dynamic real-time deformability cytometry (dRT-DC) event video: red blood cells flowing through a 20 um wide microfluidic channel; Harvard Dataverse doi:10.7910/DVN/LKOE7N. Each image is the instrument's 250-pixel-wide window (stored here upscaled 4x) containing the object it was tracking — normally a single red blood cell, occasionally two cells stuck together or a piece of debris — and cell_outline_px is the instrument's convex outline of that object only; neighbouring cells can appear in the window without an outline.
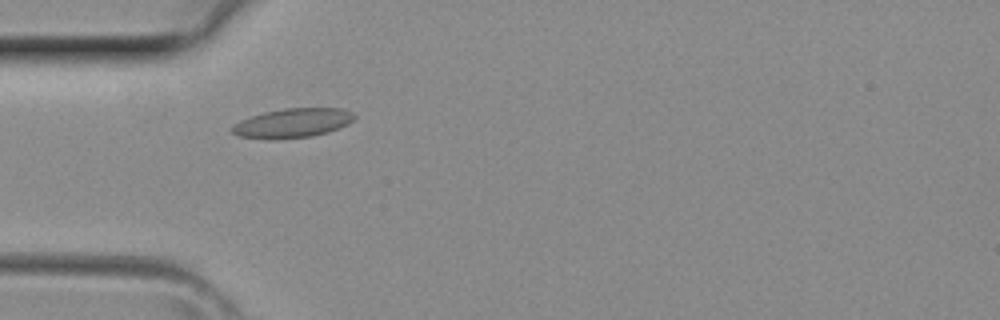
{"species": "common noctule bat (a hibernating species)", "species_latin": "Nyctalus noctula", "temperature_condition": "room temperature", "stored_images_in_passage": 2, "camera_frame_rate_fps": 3000, "um_per_image_px": 0.085, "animal": {"sex": "female", "body_mass_g": 29.2, "forearm_length_mm": 56.3}, "frame": {"image": 1, "passage_image": 1, "time_ms": 0.0, "image_size_px": [1000, 320], "cell_outline_px": [[356, 116], [348, 124], [328, 132], [312, 136], [276, 140], [272, 140], [240, 136], [232, 132], [228, 128], [240, 120], [264, 112], [284, 108], [344, 108], [352, 112]], "centroid_in_image_um": [24.86, 10.46], "position_along_channel_um": 60.1, "area_um2": 21.04}}
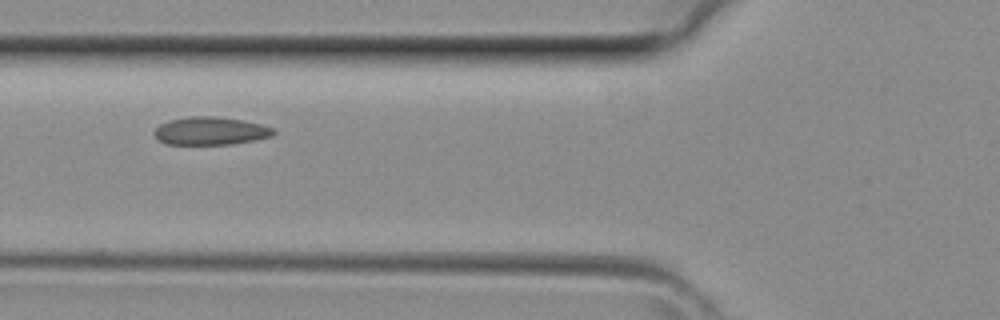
{"frame": {"image": 2, "passage_image": 2, "time_ms": 0.333, "image_size_px": [1000, 320], "cell_outline_px": [[276, 132], [272, 136], [256, 140], [232, 144], [164, 144], [152, 132], [160, 124], [168, 120], [188, 116], [216, 116], [244, 120], [276, 128]], "centroid_in_image_um": [17.92, 11.12], "position_along_channel_um": 107.9, "area_um2": 19.65}}